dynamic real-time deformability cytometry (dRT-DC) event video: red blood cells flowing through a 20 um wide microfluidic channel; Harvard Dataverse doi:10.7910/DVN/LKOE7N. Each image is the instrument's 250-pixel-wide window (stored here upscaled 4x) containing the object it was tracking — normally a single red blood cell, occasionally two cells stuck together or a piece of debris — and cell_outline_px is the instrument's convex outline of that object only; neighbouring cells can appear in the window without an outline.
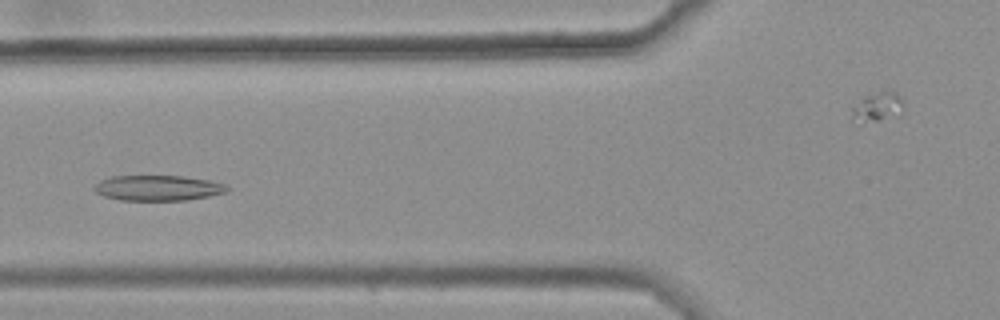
{"species": "common noctule bat (a hibernating species)", "species_latin": "Nyctalus noctula", "temperature_condition": "warm", "stored_images_in_passage": 32, "camera_frame_rate_fps": 3000, "um_per_image_px": 0.085, "animal": {"sex": "female", "body_mass_g": 25.1}, "frame": {"image": 1, "passage_image": 8, "time_ms": 2.333, "image_size_px": [1000, 320], "cell_outline_px": [[228, 188], [224, 192], [208, 196], [184, 200], [120, 200], [104, 196], [96, 192], [92, 188], [100, 180], [112, 176], [184, 176], [208, 180], [224, 184]], "centroid_in_image_um": [13.37, 15.97], "position_along_channel_um": 112.4, "area_um2": 19.42}}
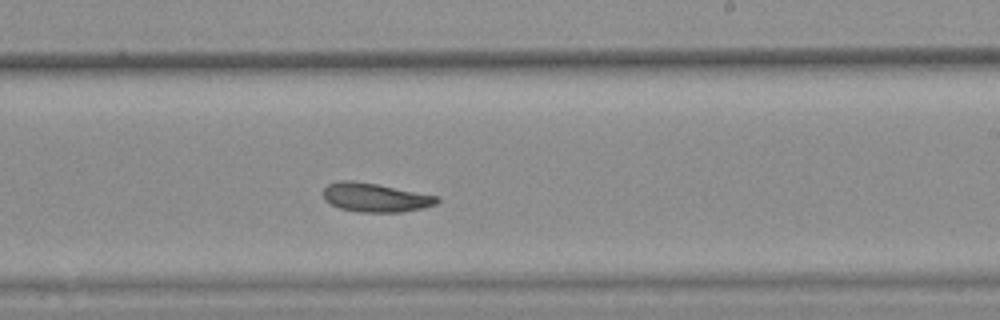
{"frame": {"image": 2, "passage_image": 20, "time_ms": 6.333, "image_size_px": [1000, 320], "cell_outline_px": [[440, 200], [436, 204], [424, 208], [400, 212], [360, 212], [340, 208], [324, 200], [324, 188], [328, 184], [336, 180], [352, 180], [376, 184], [440, 196]], "centroid_in_image_um": [31.92, 16.78], "position_along_channel_um": 257.1, "area_um2": 19.19}}
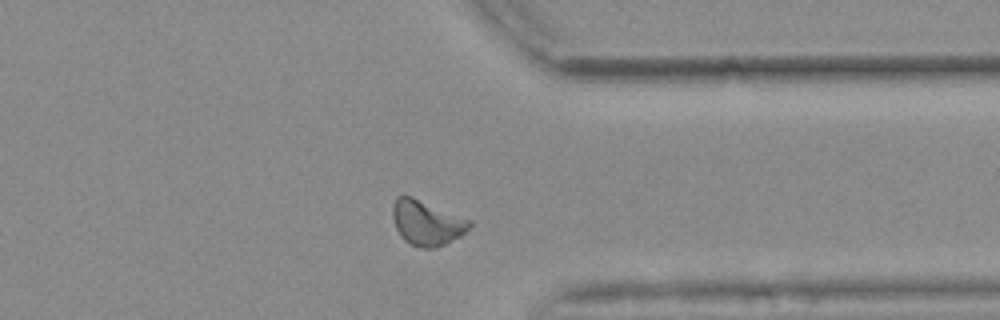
{"frame": {"image": 3, "passage_image": 30, "time_ms": 9.667, "image_size_px": [1000, 320], "cell_outline_px": [[472, 224], [460, 236], [436, 248], [420, 248], [404, 240], [400, 236], [396, 228], [392, 216], [392, 208], [396, 196], [412, 196], [472, 220]], "centroid_in_image_um": [36.26, 18.93], "position_along_channel_um": 375.1, "area_um2": 20.11}, "authors_computed_cell_mechanics": {"area_um2": 19.1896, "velocity_mm_per_s": 3.6316, "shape_relaxation_time_tau1_ms": null, "shape_relaxation_time_tau2_ms": 7.8359, "deformation_change_tau1": null, "deformation_change_tau2": 0.143}}